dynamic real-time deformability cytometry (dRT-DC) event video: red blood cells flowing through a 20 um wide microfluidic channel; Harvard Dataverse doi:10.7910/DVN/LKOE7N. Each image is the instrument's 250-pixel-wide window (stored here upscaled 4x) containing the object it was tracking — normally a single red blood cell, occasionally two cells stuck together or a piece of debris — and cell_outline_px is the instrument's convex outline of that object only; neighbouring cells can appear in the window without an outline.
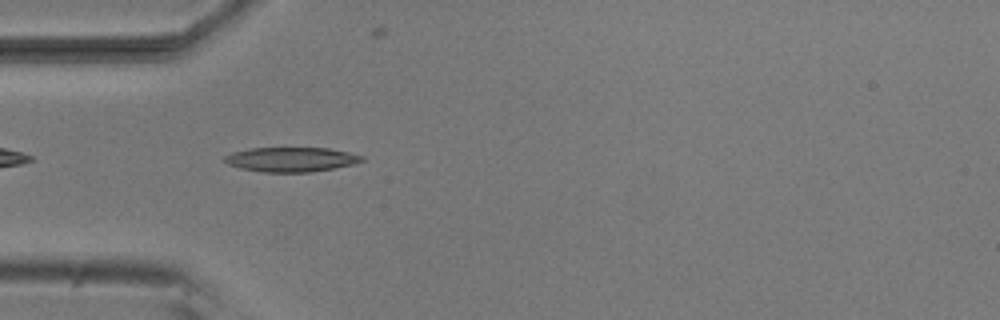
{"species": "common noctule bat (a hibernating species)", "species_latin": "Nyctalus noctula", "temperature_condition": "room temperature", "stored_images_in_passage": 40, "camera_frame_rate_fps": 3000, "um_per_image_px": 0.085, "animal": {"sex": "male", "body_mass_g": 20.5, "forearm_length_mm": 52.5}, "frame": {"image": 1, "passage_image": 3, "time_ms": 0.667, "image_size_px": [1000, 320], "cell_outline_px": [[364, 160], [352, 164], [332, 168], [308, 172], [264, 172], [240, 168], [228, 164], [224, 160], [224, 156], [232, 152], [248, 148], [328, 148], [348, 152], [364, 156]], "centroid_in_image_um": [24.72, 13.54], "position_along_channel_um": 60.3, "area_um2": 19.48}}
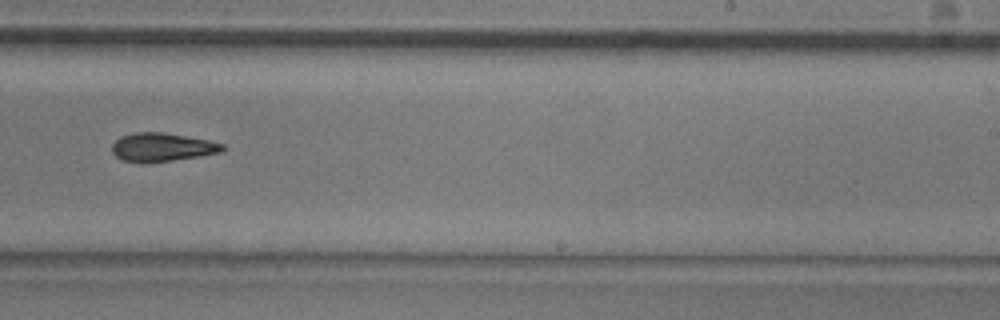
{"frame": {"image": 2, "passage_image": 20, "time_ms": 6.333, "image_size_px": [1000, 320], "cell_outline_px": [[228, 148], [220, 152], [200, 156], [172, 160], [124, 160], [116, 156], [112, 152], [112, 144], [120, 136], [132, 132], [164, 132], [208, 140], [224, 144]], "centroid_in_image_um": [13.82, 12.46], "position_along_channel_um": 275.2, "area_um2": 17.86}}
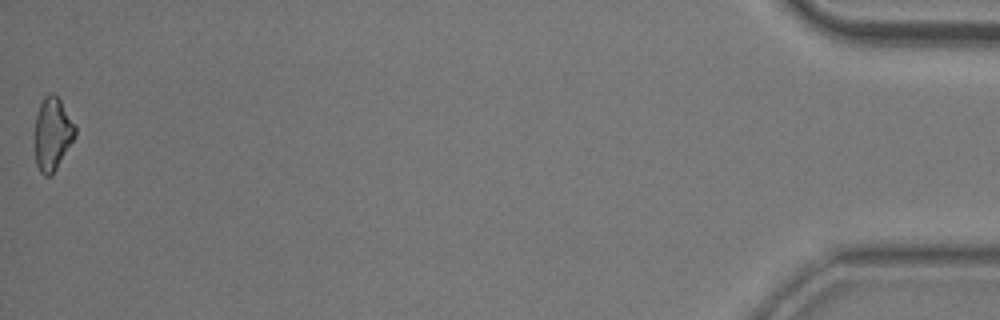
{"frame": {"image": 3, "passage_image": 40, "time_ms": 13.0, "image_size_px": [1000, 320], "cell_outline_px": [[76, 136], [52, 176], [44, 176], [40, 172], [36, 164], [36, 116], [40, 104], [44, 96], [48, 92], [52, 92], [60, 100], [76, 124]], "centroid_in_image_um": [4.49, 11.38], "position_along_channel_um": 430.7, "area_um2": 17.17}, "authors_computed_cell_mechanics": {"area_um2": 18.5249, "velocity_mm_per_s": 3.8163, "shape_relaxation_time_tau1_ms": 5.0001, "shape_relaxation_time_tau2_ms": null, "deformation_change_tau1": 0.1479, "deformation_change_tau2": null}}